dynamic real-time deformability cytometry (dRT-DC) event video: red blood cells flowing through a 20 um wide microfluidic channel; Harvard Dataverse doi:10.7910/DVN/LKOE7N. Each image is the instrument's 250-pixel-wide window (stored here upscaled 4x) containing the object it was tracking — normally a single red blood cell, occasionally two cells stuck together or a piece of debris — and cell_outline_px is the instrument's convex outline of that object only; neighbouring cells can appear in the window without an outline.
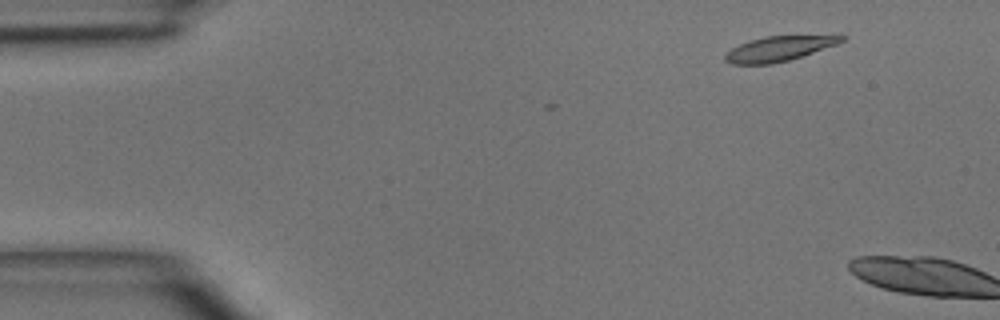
{"species": "common noctule bat (a hibernating species)", "species_latin": "Nyctalus noctula", "temperature_condition": "room temperature", "stored_images_in_passage": 2, "camera_frame_rate_fps": 3000, "um_per_image_px": 0.085, "animal": {"sex": "male", "body_mass_g": 15.6}, "frame": {"image": 1, "passage_image": 1, "time_ms": 0.0, "image_size_px": [1000, 320], "cell_outline_px": [[848, 36], [844, 40], [836, 44], [788, 60], [772, 64], [732, 64], [724, 60], [724, 56], [732, 48], [748, 40], [764, 36]], "centroid_in_image_um": [66.13, 4.14], "position_along_channel_um": 18.9, "area_um2": 16.47}}